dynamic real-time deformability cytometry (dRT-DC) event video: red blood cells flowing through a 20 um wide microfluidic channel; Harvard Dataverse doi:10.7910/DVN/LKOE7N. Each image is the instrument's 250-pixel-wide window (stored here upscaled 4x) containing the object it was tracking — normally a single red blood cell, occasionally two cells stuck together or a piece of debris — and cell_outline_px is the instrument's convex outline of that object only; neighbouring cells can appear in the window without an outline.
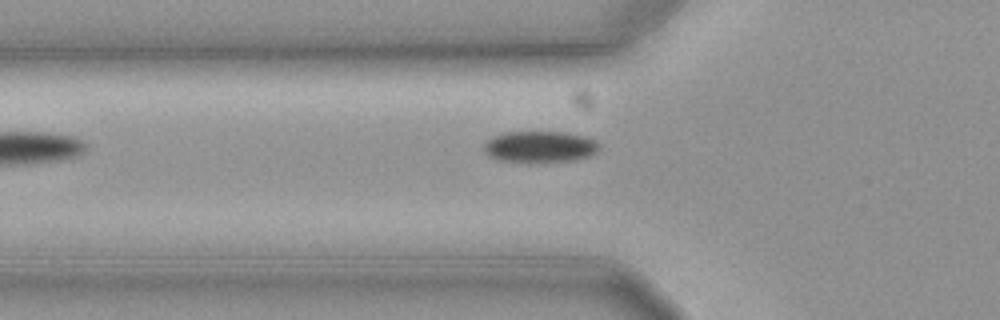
{"species": "common noctule bat (a hibernating species)", "species_latin": "Nyctalus noctula", "temperature_condition": "cold", "stored_images_in_passage": 22, "camera_frame_rate_fps": 3000, "um_per_image_px": 0.085, "animal": {"sex": "female", "body_mass_g": 19.3, "forearm_length_mm": 54.1}, "frame": {"image": 1, "passage_image": 4, "time_ms": 1.0, "image_size_px": [1000, 320], "cell_outline_px": [[596, 152], [588, 156], [572, 160], [528, 164], [500, 160], [488, 156], [484, 152], [484, 144], [492, 136], [504, 132], [564, 132], [584, 136], [596, 140]], "centroid_in_image_um": [45.81, 12.49], "position_along_channel_um": 80.0, "area_um2": 21.33}}
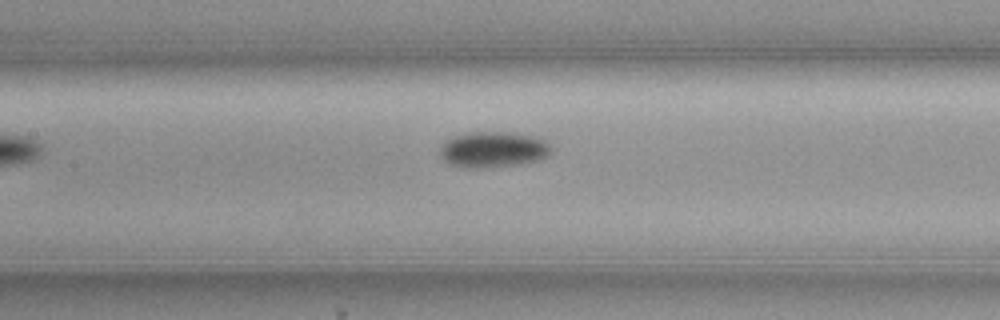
{"frame": {"image": 2, "passage_image": 11, "time_ms": 3.333, "image_size_px": [1000, 320], "cell_outline_px": [[552, 148], [548, 156], [540, 160], [520, 164], [488, 168], [468, 168], [452, 164], [444, 160], [440, 152], [440, 148], [448, 140], [456, 136], [468, 132], [512, 132], [532, 136], [544, 140]], "centroid_in_image_um": [41.96, 12.72], "position_along_channel_um": 165.4, "area_um2": 23.12}}
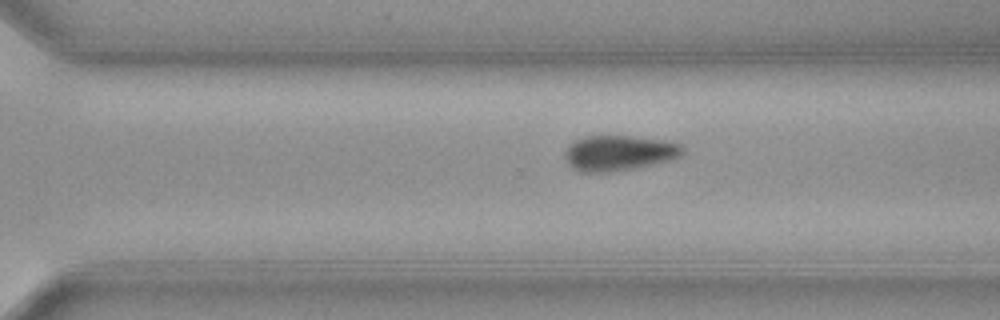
{"frame": {"image": 3, "passage_image": 20, "time_ms": 6.333, "image_size_px": [1000, 320], "cell_outline_px": [[684, 152], [680, 156], [668, 160], [632, 168], [608, 172], [580, 172], [568, 164], [564, 156], [564, 152], [576, 140], [588, 136], [632, 136], [664, 140], [680, 144], [684, 148]], "centroid_in_image_um": [52.61, 13.0], "position_along_channel_um": 318.0, "area_um2": 23.87}}